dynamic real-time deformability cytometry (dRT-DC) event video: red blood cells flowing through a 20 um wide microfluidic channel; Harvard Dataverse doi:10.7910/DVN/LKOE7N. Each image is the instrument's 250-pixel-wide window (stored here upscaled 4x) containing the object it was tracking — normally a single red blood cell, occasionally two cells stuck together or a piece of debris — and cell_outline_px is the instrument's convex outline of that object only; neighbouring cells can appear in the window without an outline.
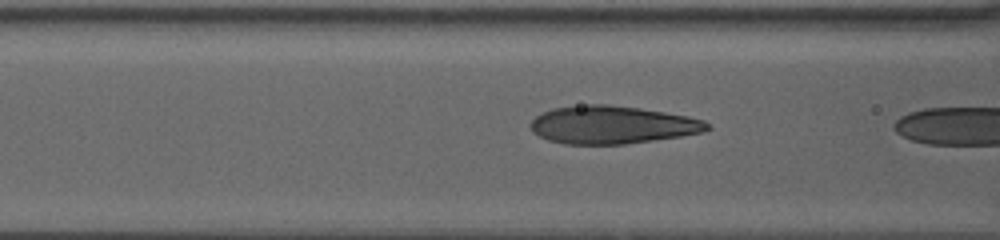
{"species": "human", "species_latin": "Homo sapiens", "temperature_condition": "warm", "stored_images_in_passage": 12, "camera_frame_rate_fps": 3000, "um_per_image_px": 0.085, "donor": {"sex": "female"}, "frame": {"image": 1, "passage_image": 10, "time_ms": 1.667, "image_size_px": [1000, 240], "cell_outline_px": [[712, 128], [704, 132], [680, 136], [624, 144], [564, 144], [548, 140], [532, 132], [532, 120], [536, 116], [552, 108], [588, 104], [608, 104], [640, 108], [688, 116], [704, 120]], "centroid_in_image_um": [52.05, 10.61], "position_along_channel_um": 114.6, "area_um2": 38.84}}